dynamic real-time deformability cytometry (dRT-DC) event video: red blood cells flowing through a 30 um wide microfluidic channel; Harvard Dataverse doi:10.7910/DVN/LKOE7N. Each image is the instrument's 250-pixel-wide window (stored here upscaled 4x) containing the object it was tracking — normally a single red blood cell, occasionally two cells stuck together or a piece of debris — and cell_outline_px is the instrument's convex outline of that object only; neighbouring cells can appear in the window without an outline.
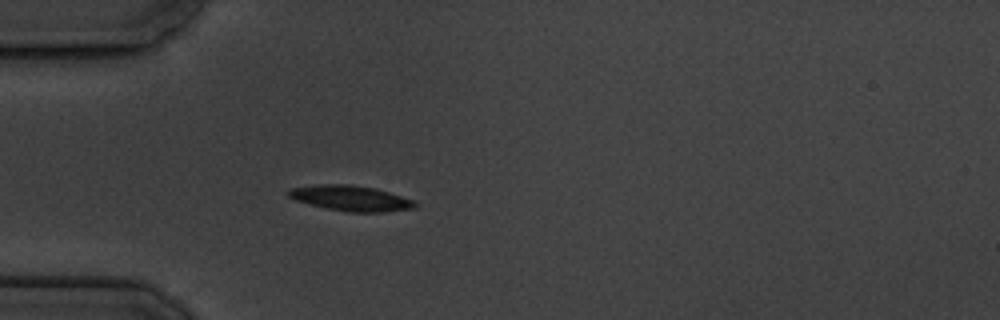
{"species": "common noctule bat (a hibernating species)", "species_latin": "Nyctalus noctula", "temperature_condition": "cold", "stored_images_in_passage": 4, "camera_frame_rate_fps": 3000, "um_per_image_px": 0.085, "animal": {"sex": "male", "body_mass_g": 19.5, "forearm_length_mm": 54.6}, "frame": {"image": 1, "passage_image": 4, "time_ms": 3.667, "image_size_px": [1000, 320], "cell_outline_px": [[420, 204], [416, 208], [384, 212], [348, 212], [328, 208], [296, 200], [288, 196], [288, 188], [320, 184], [348, 184], [376, 188], [412, 200]], "centroid_in_image_um": [29.84, 16.84], "position_along_channel_um": 55.2, "area_um2": 18.61}}